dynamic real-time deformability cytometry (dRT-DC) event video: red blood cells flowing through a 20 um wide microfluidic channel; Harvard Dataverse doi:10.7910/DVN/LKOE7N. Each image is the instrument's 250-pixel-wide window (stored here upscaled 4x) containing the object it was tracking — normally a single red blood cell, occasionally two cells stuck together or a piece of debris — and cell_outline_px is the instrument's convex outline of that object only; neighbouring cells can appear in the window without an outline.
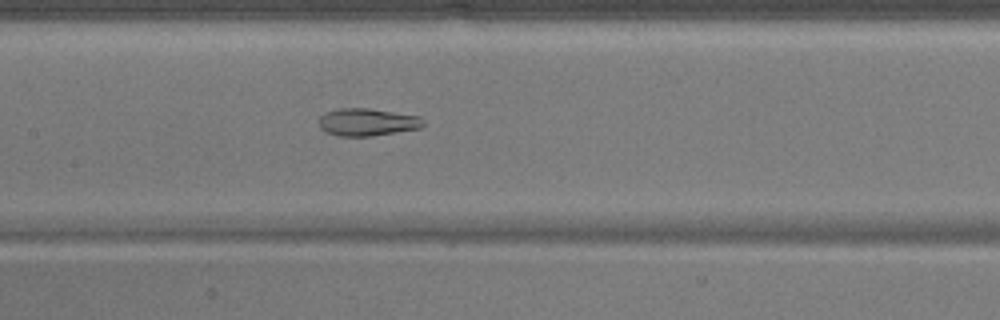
{"species": "common noctule bat (a hibernating species)", "species_latin": "Nyctalus noctula", "temperature_condition": "warm", "stored_images_in_passage": 50, "camera_frame_rate_fps": 3000, "um_per_image_px": 0.085, "animal": {"sex": "male", "body_mass_g": 17.9}, "frame": {"image": 1, "passage_image": 24, "time_ms": 7.667, "image_size_px": [1000, 320], "cell_outline_px": [[424, 124], [420, 128], [372, 136], [336, 136], [324, 132], [320, 128], [320, 116], [328, 112], [340, 108], [368, 108], [420, 116], [424, 120]], "centroid_in_image_um": [31.22, 10.39], "position_along_channel_um": 176.2, "area_um2": 16.7}}
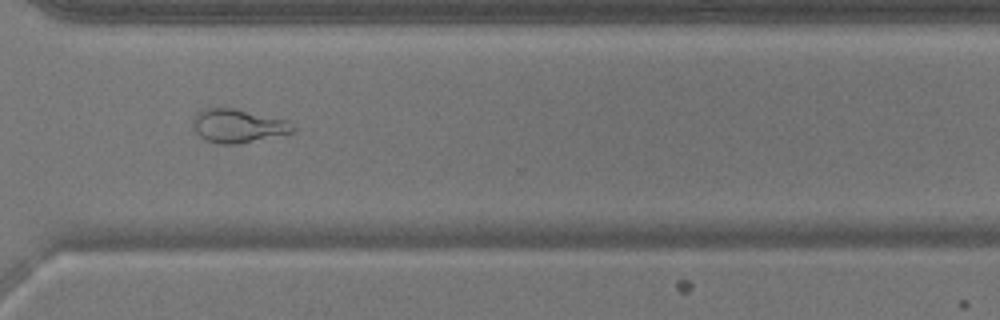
{"frame": {"image": 2, "passage_image": 37, "time_ms": 12.0, "image_size_px": [1000, 320], "cell_outline_px": [[296, 132], [240, 144], [216, 144], [204, 140], [196, 132], [192, 124], [192, 116], [200, 108], [232, 108], [288, 120], [296, 128]], "centroid_in_image_um": [20.2, 10.71], "position_along_channel_um": 350.4, "area_um2": 19.94}}
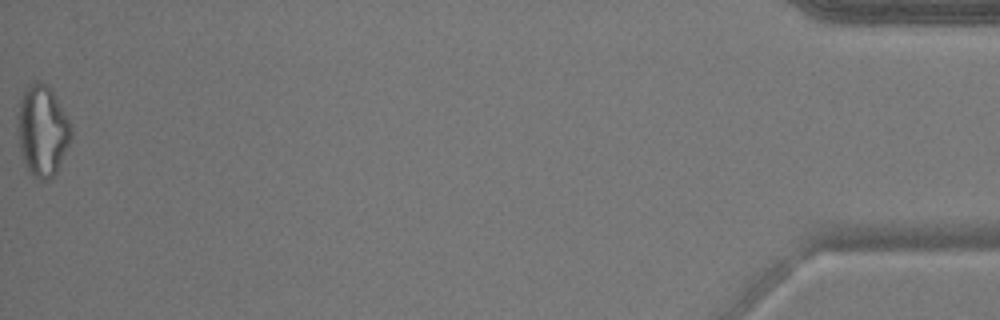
{"frame": {"image": 3, "passage_image": 50, "time_ms": 16.333, "image_size_px": [1000, 320], "cell_outline_px": [[72, 136], [56, 172], [48, 180], [40, 180], [28, 168], [24, 160], [20, 148], [16, 128], [16, 116], [20, 100], [24, 88], [28, 84], [36, 80], [48, 84], [68, 120], [72, 132]], "centroid_in_image_um": [3.57, 11.05], "position_along_channel_um": 431.6, "area_um2": 28.09}}